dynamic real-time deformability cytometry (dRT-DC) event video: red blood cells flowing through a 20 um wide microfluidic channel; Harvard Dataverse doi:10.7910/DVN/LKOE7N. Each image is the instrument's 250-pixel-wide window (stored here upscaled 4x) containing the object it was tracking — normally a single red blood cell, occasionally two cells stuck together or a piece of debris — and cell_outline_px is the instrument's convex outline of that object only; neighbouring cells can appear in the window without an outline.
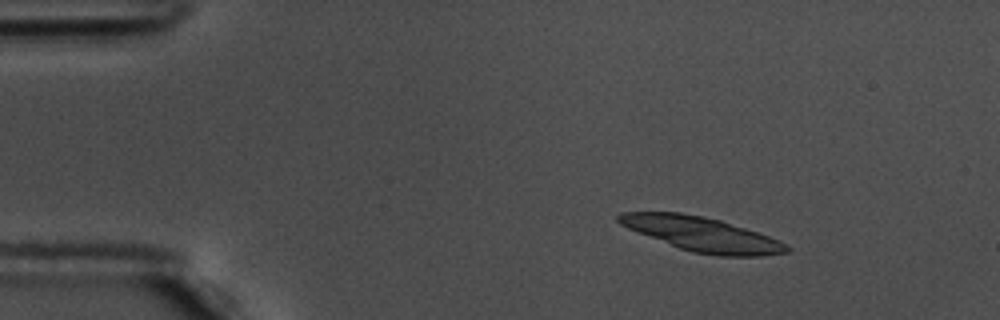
{"species": "common noctule bat (a hibernating species)", "species_latin": "Nyctalus noctula", "temperature_condition": "warm", "stored_images_in_passage": 19, "camera_frame_rate_fps": 3000, "um_per_image_px": 0.085, "animal": {"sex": "male", "body_mass_g": 17.5, "forearm_length_mm": 52.3}, "frame": {"image": 1, "passage_image": 1, "time_ms": 0.0, "image_size_px": [1000, 320], "cell_outline_px": [[792, 248], [788, 252], [760, 256], [720, 256], [692, 252], [680, 248], [628, 228], [620, 224], [616, 220], [616, 216], [620, 212], [680, 212], [704, 216], [720, 220], [780, 240], [788, 244]], "centroid_in_image_um": [59.68, 19.9], "position_along_channel_um": 25.3, "area_um2": 33.35}}